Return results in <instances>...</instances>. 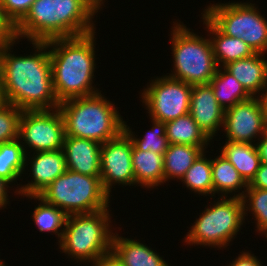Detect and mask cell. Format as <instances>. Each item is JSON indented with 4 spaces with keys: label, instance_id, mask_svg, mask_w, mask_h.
I'll return each instance as SVG.
<instances>
[{
    "label": "cell",
    "instance_id": "6da1fadb",
    "mask_svg": "<svg viewBox=\"0 0 267 266\" xmlns=\"http://www.w3.org/2000/svg\"><path fill=\"white\" fill-rule=\"evenodd\" d=\"M14 39L0 45L1 87L5 102L24 110H50L59 107L53 89L47 42H31L34 53L12 54ZM11 52V53H10Z\"/></svg>",
    "mask_w": 267,
    "mask_h": 266
},
{
    "label": "cell",
    "instance_id": "7a4b0ae2",
    "mask_svg": "<svg viewBox=\"0 0 267 266\" xmlns=\"http://www.w3.org/2000/svg\"><path fill=\"white\" fill-rule=\"evenodd\" d=\"M95 33L47 41L53 89L59 103L100 92L93 86Z\"/></svg>",
    "mask_w": 267,
    "mask_h": 266
},
{
    "label": "cell",
    "instance_id": "3957f363",
    "mask_svg": "<svg viewBox=\"0 0 267 266\" xmlns=\"http://www.w3.org/2000/svg\"><path fill=\"white\" fill-rule=\"evenodd\" d=\"M97 11L85 0H35L15 26L16 39L47 42L82 36L95 31Z\"/></svg>",
    "mask_w": 267,
    "mask_h": 266
},
{
    "label": "cell",
    "instance_id": "277c9868",
    "mask_svg": "<svg viewBox=\"0 0 267 266\" xmlns=\"http://www.w3.org/2000/svg\"><path fill=\"white\" fill-rule=\"evenodd\" d=\"M100 92L63 101L58 109L64 121L65 136L92 139L101 144L124 131L118 108Z\"/></svg>",
    "mask_w": 267,
    "mask_h": 266
},
{
    "label": "cell",
    "instance_id": "5b68a950",
    "mask_svg": "<svg viewBox=\"0 0 267 266\" xmlns=\"http://www.w3.org/2000/svg\"><path fill=\"white\" fill-rule=\"evenodd\" d=\"M109 209L68 215L59 242L60 250L77 263L81 261L90 264L111 252L114 232Z\"/></svg>",
    "mask_w": 267,
    "mask_h": 266
},
{
    "label": "cell",
    "instance_id": "8992f818",
    "mask_svg": "<svg viewBox=\"0 0 267 266\" xmlns=\"http://www.w3.org/2000/svg\"><path fill=\"white\" fill-rule=\"evenodd\" d=\"M173 23L169 40L174 65L168 76L190 85L209 84L218 69L210 38L190 31L181 21Z\"/></svg>",
    "mask_w": 267,
    "mask_h": 266
},
{
    "label": "cell",
    "instance_id": "52a82bcc",
    "mask_svg": "<svg viewBox=\"0 0 267 266\" xmlns=\"http://www.w3.org/2000/svg\"><path fill=\"white\" fill-rule=\"evenodd\" d=\"M100 177L67 169L38 196L67 215L100 211L110 207L111 197L104 191Z\"/></svg>",
    "mask_w": 267,
    "mask_h": 266
},
{
    "label": "cell",
    "instance_id": "ba28073f",
    "mask_svg": "<svg viewBox=\"0 0 267 266\" xmlns=\"http://www.w3.org/2000/svg\"><path fill=\"white\" fill-rule=\"evenodd\" d=\"M213 202L205 207L184 237L187 245L223 249L239 234L245 223L242 198L219 197Z\"/></svg>",
    "mask_w": 267,
    "mask_h": 266
},
{
    "label": "cell",
    "instance_id": "9c48e42d",
    "mask_svg": "<svg viewBox=\"0 0 267 266\" xmlns=\"http://www.w3.org/2000/svg\"><path fill=\"white\" fill-rule=\"evenodd\" d=\"M255 3L228 2L207 5L203 14L225 35L241 38L255 53L267 51V20Z\"/></svg>",
    "mask_w": 267,
    "mask_h": 266
},
{
    "label": "cell",
    "instance_id": "30bf717a",
    "mask_svg": "<svg viewBox=\"0 0 267 266\" xmlns=\"http://www.w3.org/2000/svg\"><path fill=\"white\" fill-rule=\"evenodd\" d=\"M150 81L139 97L149 118L166 123L189 113L192 85L168 75Z\"/></svg>",
    "mask_w": 267,
    "mask_h": 266
},
{
    "label": "cell",
    "instance_id": "8fae6325",
    "mask_svg": "<svg viewBox=\"0 0 267 266\" xmlns=\"http://www.w3.org/2000/svg\"><path fill=\"white\" fill-rule=\"evenodd\" d=\"M64 137V121L58 108L22 111L18 139L25 153L63 149Z\"/></svg>",
    "mask_w": 267,
    "mask_h": 266
},
{
    "label": "cell",
    "instance_id": "7c38bea8",
    "mask_svg": "<svg viewBox=\"0 0 267 266\" xmlns=\"http://www.w3.org/2000/svg\"><path fill=\"white\" fill-rule=\"evenodd\" d=\"M266 122L260 97H250L225 110L222 131L227 141L254 144L266 132Z\"/></svg>",
    "mask_w": 267,
    "mask_h": 266
},
{
    "label": "cell",
    "instance_id": "4fadbf2b",
    "mask_svg": "<svg viewBox=\"0 0 267 266\" xmlns=\"http://www.w3.org/2000/svg\"><path fill=\"white\" fill-rule=\"evenodd\" d=\"M133 142L123 131L117 138L101 145V184L110 196L114 184L134 186L135 178L132 168Z\"/></svg>",
    "mask_w": 267,
    "mask_h": 266
},
{
    "label": "cell",
    "instance_id": "5bb4252c",
    "mask_svg": "<svg viewBox=\"0 0 267 266\" xmlns=\"http://www.w3.org/2000/svg\"><path fill=\"white\" fill-rule=\"evenodd\" d=\"M32 155L26 154L25 158V166L31 165L29 167V170H31L29 176L31 174L32 177L31 182L28 181V184L17 186V189L14 191L16 195L23 197L38 196L58 176L67 170L63 149L34 152Z\"/></svg>",
    "mask_w": 267,
    "mask_h": 266
},
{
    "label": "cell",
    "instance_id": "9a60e30c",
    "mask_svg": "<svg viewBox=\"0 0 267 266\" xmlns=\"http://www.w3.org/2000/svg\"><path fill=\"white\" fill-rule=\"evenodd\" d=\"M189 114L211 141L223 127L225 110L209 84L192 85Z\"/></svg>",
    "mask_w": 267,
    "mask_h": 266
},
{
    "label": "cell",
    "instance_id": "2e32d148",
    "mask_svg": "<svg viewBox=\"0 0 267 266\" xmlns=\"http://www.w3.org/2000/svg\"><path fill=\"white\" fill-rule=\"evenodd\" d=\"M101 145L92 139L65 136L63 151L67 169L84 175L101 176Z\"/></svg>",
    "mask_w": 267,
    "mask_h": 266
},
{
    "label": "cell",
    "instance_id": "e0dca14e",
    "mask_svg": "<svg viewBox=\"0 0 267 266\" xmlns=\"http://www.w3.org/2000/svg\"><path fill=\"white\" fill-rule=\"evenodd\" d=\"M224 68L239 81L251 97H260L267 81V60L264 54L255 53L230 62Z\"/></svg>",
    "mask_w": 267,
    "mask_h": 266
},
{
    "label": "cell",
    "instance_id": "ac0fdd59",
    "mask_svg": "<svg viewBox=\"0 0 267 266\" xmlns=\"http://www.w3.org/2000/svg\"><path fill=\"white\" fill-rule=\"evenodd\" d=\"M201 19L204 27L210 34V40L213 47L218 67H224L230 62L247 58L255 54L253 49L248 46L241 38L229 37L222 33L203 13ZM208 29V30H207Z\"/></svg>",
    "mask_w": 267,
    "mask_h": 266
},
{
    "label": "cell",
    "instance_id": "d6986e66",
    "mask_svg": "<svg viewBox=\"0 0 267 266\" xmlns=\"http://www.w3.org/2000/svg\"><path fill=\"white\" fill-rule=\"evenodd\" d=\"M112 252L124 266H169L157 251L145 243L131 238L113 235Z\"/></svg>",
    "mask_w": 267,
    "mask_h": 266
},
{
    "label": "cell",
    "instance_id": "ffe728a7",
    "mask_svg": "<svg viewBox=\"0 0 267 266\" xmlns=\"http://www.w3.org/2000/svg\"><path fill=\"white\" fill-rule=\"evenodd\" d=\"M132 168L136 186L151 190L165 183L163 154L138 150L133 145Z\"/></svg>",
    "mask_w": 267,
    "mask_h": 266
},
{
    "label": "cell",
    "instance_id": "44dd1931",
    "mask_svg": "<svg viewBox=\"0 0 267 266\" xmlns=\"http://www.w3.org/2000/svg\"><path fill=\"white\" fill-rule=\"evenodd\" d=\"M211 166L213 199L216 194H219L220 197H229L230 194L232 197L242 198L248 184L227 158L220 153L215 159H211ZM242 188L244 190H241ZM234 192H238V194Z\"/></svg>",
    "mask_w": 267,
    "mask_h": 266
},
{
    "label": "cell",
    "instance_id": "7402d4cb",
    "mask_svg": "<svg viewBox=\"0 0 267 266\" xmlns=\"http://www.w3.org/2000/svg\"><path fill=\"white\" fill-rule=\"evenodd\" d=\"M221 154L235 167L249 184L260 167L261 160L255 144L225 141Z\"/></svg>",
    "mask_w": 267,
    "mask_h": 266
},
{
    "label": "cell",
    "instance_id": "603a6c76",
    "mask_svg": "<svg viewBox=\"0 0 267 266\" xmlns=\"http://www.w3.org/2000/svg\"><path fill=\"white\" fill-rule=\"evenodd\" d=\"M206 146L187 144H169L163 154L165 183L175 178L181 180L197 157L205 151Z\"/></svg>",
    "mask_w": 267,
    "mask_h": 266
},
{
    "label": "cell",
    "instance_id": "cb8c5ba5",
    "mask_svg": "<svg viewBox=\"0 0 267 266\" xmlns=\"http://www.w3.org/2000/svg\"><path fill=\"white\" fill-rule=\"evenodd\" d=\"M209 85L212 87L218 104L224 110L251 97L239 81L224 67H218Z\"/></svg>",
    "mask_w": 267,
    "mask_h": 266
},
{
    "label": "cell",
    "instance_id": "d4e9b609",
    "mask_svg": "<svg viewBox=\"0 0 267 266\" xmlns=\"http://www.w3.org/2000/svg\"><path fill=\"white\" fill-rule=\"evenodd\" d=\"M165 125L169 144L208 146L211 142L189 113L168 121Z\"/></svg>",
    "mask_w": 267,
    "mask_h": 266
},
{
    "label": "cell",
    "instance_id": "484cf974",
    "mask_svg": "<svg viewBox=\"0 0 267 266\" xmlns=\"http://www.w3.org/2000/svg\"><path fill=\"white\" fill-rule=\"evenodd\" d=\"M26 153L19 139L0 144V178L10 184L21 180L25 169Z\"/></svg>",
    "mask_w": 267,
    "mask_h": 266
},
{
    "label": "cell",
    "instance_id": "4316f807",
    "mask_svg": "<svg viewBox=\"0 0 267 266\" xmlns=\"http://www.w3.org/2000/svg\"><path fill=\"white\" fill-rule=\"evenodd\" d=\"M26 197H28V199L30 198L31 200L36 199V201H39L38 206L34 207L35 209L32 214V219L34 224L38 227V230L40 232L55 233L59 239V243L64 232L68 215L58 207L45 202L39 196Z\"/></svg>",
    "mask_w": 267,
    "mask_h": 266
},
{
    "label": "cell",
    "instance_id": "83f0119b",
    "mask_svg": "<svg viewBox=\"0 0 267 266\" xmlns=\"http://www.w3.org/2000/svg\"><path fill=\"white\" fill-rule=\"evenodd\" d=\"M207 152L203 151L193 165L184 174L181 182L195 194L213 197L211 159H207Z\"/></svg>",
    "mask_w": 267,
    "mask_h": 266
},
{
    "label": "cell",
    "instance_id": "f1b7e54d",
    "mask_svg": "<svg viewBox=\"0 0 267 266\" xmlns=\"http://www.w3.org/2000/svg\"><path fill=\"white\" fill-rule=\"evenodd\" d=\"M150 119H152V128L150 131H147L144 137L137 138V135H134L135 132H132V129L127 125L126 121L124 123V132L129 136L133 142V145L138 150H150L157 154H164L169 145L166 137L165 122L155 120L153 118Z\"/></svg>",
    "mask_w": 267,
    "mask_h": 266
},
{
    "label": "cell",
    "instance_id": "f546056e",
    "mask_svg": "<svg viewBox=\"0 0 267 266\" xmlns=\"http://www.w3.org/2000/svg\"><path fill=\"white\" fill-rule=\"evenodd\" d=\"M244 216L253 214L256 231L267 239V190L247 188L242 197ZM249 203V204H248ZM249 210V211H248Z\"/></svg>",
    "mask_w": 267,
    "mask_h": 266
},
{
    "label": "cell",
    "instance_id": "4dcf8cb0",
    "mask_svg": "<svg viewBox=\"0 0 267 266\" xmlns=\"http://www.w3.org/2000/svg\"><path fill=\"white\" fill-rule=\"evenodd\" d=\"M22 110L8 102H0V144L19 138Z\"/></svg>",
    "mask_w": 267,
    "mask_h": 266
},
{
    "label": "cell",
    "instance_id": "1f68e13d",
    "mask_svg": "<svg viewBox=\"0 0 267 266\" xmlns=\"http://www.w3.org/2000/svg\"><path fill=\"white\" fill-rule=\"evenodd\" d=\"M35 0H1L5 17L15 27L28 13Z\"/></svg>",
    "mask_w": 267,
    "mask_h": 266
},
{
    "label": "cell",
    "instance_id": "d6a6232c",
    "mask_svg": "<svg viewBox=\"0 0 267 266\" xmlns=\"http://www.w3.org/2000/svg\"><path fill=\"white\" fill-rule=\"evenodd\" d=\"M16 39L15 27L5 17L0 0V45Z\"/></svg>",
    "mask_w": 267,
    "mask_h": 266
},
{
    "label": "cell",
    "instance_id": "836d02e7",
    "mask_svg": "<svg viewBox=\"0 0 267 266\" xmlns=\"http://www.w3.org/2000/svg\"><path fill=\"white\" fill-rule=\"evenodd\" d=\"M235 260L227 266H264L261 261L251 251H242Z\"/></svg>",
    "mask_w": 267,
    "mask_h": 266
},
{
    "label": "cell",
    "instance_id": "e575fe53",
    "mask_svg": "<svg viewBox=\"0 0 267 266\" xmlns=\"http://www.w3.org/2000/svg\"><path fill=\"white\" fill-rule=\"evenodd\" d=\"M247 188H259L267 190V164H260L255 177L248 184Z\"/></svg>",
    "mask_w": 267,
    "mask_h": 266
},
{
    "label": "cell",
    "instance_id": "d590c367",
    "mask_svg": "<svg viewBox=\"0 0 267 266\" xmlns=\"http://www.w3.org/2000/svg\"><path fill=\"white\" fill-rule=\"evenodd\" d=\"M91 266H124L117 256L111 251L97 258Z\"/></svg>",
    "mask_w": 267,
    "mask_h": 266
},
{
    "label": "cell",
    "instance_id": "8d00e7d4",
    "mask_svg": "<svg viewBox=\"0 0 267 266\" xmlns=\"http://www.w3.org/2000/svg\"><path fill=\"white\" fill-rule=\"evenodd\" d=\"M261 163L267 164V132L255 143Z\"/></svg>",
    "mask_w": 267,
    "mask_h": 266
},
{
    "label": "cell",
    "instance_id": "74e56055",
    "mask_svg": "<svg viewBox=\"0 0 267 266\" xmlns=\"http://www.w3.org/2000/svg\"><path fill=\"white\" fill-rule=\"evenodd\" d=\"M9 185H11L9 182L0 178V210H2V208L4 210V208H6V206L8 205Z\"/></svg>",
    "mask_w": 267,
    "mask_h": 266
},
{
    "label": "cell",
    "instance_id": "f35d334b",
    "mask_svg": "<svg viewBox=\"0 0 267 266\" xmlns=\"http://www.w3.org/2000/svg\"><path fill=\"white\" fill-rule=\"evenodd\" d=\"M88 4H90L97 12L101 11L104 6L105 0H85Z\"/></svg>",
    "mask_w": 267,
    "mask_h": 266
},
{
    "label": "cell",
    "instance_id": "ab89813d",
    "mask_svg": "<svg viewBox=\"0 0 267 266\" xmlns=\"http://www.w3.org/2000/svg\"><path fill=\"white\" fill-rule=\"evenodd\" d=\"M260 99L262 101L263 108L267 114V81L264 85V90H263L262 94L260 95Z\"/></svg>",
    "mask_w": 267,
    "mask_h": 266
},
{
    "label": "cell",
    "instance_id": "60d3db41",
    "mask_svg": "<svg viewBox=\"0 0 267 266\" xmlns=\"http://www.w3.org/2000/svg\"><path fill=\"white\" fill-rule=\"evenodd\" d=\"M3 94H2V87H1V68H0V102H3Z\"/></svg>",
    "mask_w": 267,
    "mask_h": 266
},
{
    "label": "cell",
    "instance_id": "b9f144b4",
    "mask_svg": "<svg viewBox=\"0 0 267 266\" xmlns=\"http://www.w3.org/2000/svg\"><path fill=\"white\" fill-rule=\"evenodd\" d=\"M6 262H3L1 259H0V266H8V265H5Z\"/></svg>",
    "mask_w": 267,
    "mask_h": 266
}]
</instances>
